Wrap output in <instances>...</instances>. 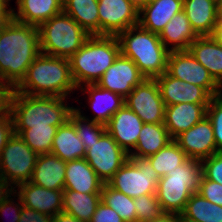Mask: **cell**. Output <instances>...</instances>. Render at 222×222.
Wrapping results in <instances>:
<instances>
[{"label": "cell", "instance_id": "1", "mask_svg": "<svg viewBox=\"0 0 222 222\" xmlns=\"http://www.w3.org/2000/svg\"><path fill=\"white\" fill-rule=\"evenodd\" d=\"M41 53L38 26L13 18L0 33V81L16 87Z\"/></svg>", "mask_w": 222, "mask_h": 222}, {"label": "cell", "instance_id": "2", "mask_svg": "<svg viewBox=\"0 0 222 222\" xmlns=\"http://www.w3.org/2000/svg\"><path fill=\"white\" fill-rule=\"evenodd\" d=\"M76 88L67 58L40 53L28 67L15 91L33 96L66 98Z\"/></svg>", "mask_w": 222, "mask_h": 222}, {"label": "cell", "instance_id": "3", "mask_svg": "<svg viewBox=\"0 0 222 222\" xmlns=\"http://www.w3.org/2000/svg\"><path fill=\"white\" fill-rule=\"evenodd\" d=\"M65 98L33 96L14 92L11 104L14 133L20 135L30 127L62 126L75 109L64 104Z\"/></svg>", "mask_w": 222, "mask_h": 222}, {"label": "cell", "instance_id": "4", "mask_svg": "<svg viewBox=\"0 0 222 222\" xmlns=\"http://www.w3.org/2000/svg\"><path fill=\"white\" fill-rule=\"evenodd\" d=\"M117 38L120 53L130 58L145 78L155 79L167 72L170 51L160 40L159 34L136 25L120 32Z\"/></svg>", "mask_w": 222, "mask_h": 222}, {"label": "cell", "instance_id": "5", "mask_svg": "<svg viewBox=\"0 0 222 222\" xmlns=\"http://www.w3.org/2000/svg\"><path fill=\"white\" fill-rule=\"evenodd\" d=\"M120 54L117 36L92 35L68 60L72 79L77 87L94 84Z\"/></svg>", "mask_w": 222, "mask_h": 222}, {"label": "cell", "instance_id": "6", "mask_svg": "<svg viewBox=\"0 0 222 222\" xmlns=\"http://www.w3.org/2000/svg\"><path fill=\"white\" fill-rule=\"evenodd\" d=\"M202 176L201 160L188 158L174 171L160 177L156 187V197L162 211L181 214L190 196L198 192Z\"/></svg>", "mask_w": 222, "mask_h": 222}, {"label": "cell", "instance_id": "7", "mask_svg": "<svg viewBox=\"0 0 222 222\" xmlns=\"http://www.w3.org/2000/svg\"><path fill=\"white\" fill-rule=\"evenodd\" d=\"M42 54L69 59L90 35L64 12L38 26Z\"/></svg>", "mask_w": 222, "mask_h": 222}, {"label": "cell", "instance_id": "8", "mask_svg": "<svg viewBox=\"0 0 222 222\" xmlns=\"http://www.w3.org/2000/svg\"><path fill=\"white\" fill-rule=\"evenodd\" d=\"M159 179L147 158H129L107 184L134 199L145 194H156Z\"/></svg>", "mask_w": 222, "mask_h": 222}, {"label": "cell", "instance_id": "9", "mask_svg": "<svg viewBox=\"0 0 222 222\" xmlns=\"http://www.w3.org/2000/svg\"><path fill=\"white\" fill-rule=\"evenodd\" d=\"M38 156L19 135L14 133L0 156V176L11 185L29 182Z\"/></svg>", "mask_w": 222, "mask_h": 222}, {"label": "cell", "instance_id": "10", "mask_svg": "<svg viewBox=\"0 0 222 222\" xmlns=\"http://www.w3.org/2000/svg\"><path fill=\"white\" fill-rule=\"evenodd\" d=\"M128 159L129 154L107 131L85 151V160L104 183H107Z\"/></svg>", "mask_w": 222, "mask_h": 222}, {"label": "cell", "instance_id": "11", "mask_svg": "<svg viewBox=\"0 0 222 222\" xmlns=\"http://www.w3.org/2000/svg\"><path fill=\"white\" fill-rule=\"evenodd\" d=\"M125 105L144 123L159 124L165 120V104L155 79H144L126 97Z\"/></svg>", "mask_w": 222, "mask_h": 222}, {"label": "cell", "instance_id": "12", "mask_svg": "<svg viewBox=\"0 0 222 222\" xmlns=\"http://www.w3.org/2000/svg\"><path fill=\"white\" fill-rule=\"evenodd\" d=\"M167 73L173 78L203 87L212 97L222 94V87L189 51L170 52Z\"/></svg>", "mask_w": 222, "mask_h": 222}, {"label": "cell", "instance_id": "13", "mask_svg": "<svg viewBox=\"0 0 222 222\" xmlns=\"http://www.w3.org/2000/svg\"><path fill=\"white\" fill-rule=\"evenodd\" d=\"M99 35L117 36L138 25L139 10L128 0H98Z\"/></svg>", "mask_w": 222, "mask_h": 222}, {"label": "cell", "instance_id": "14", "mask_svg": "<svg viewBox=\"0 0 222 222\" xmlns=\"http://www.w3.org/2000/svg\"><path fill=\"white\" fill-rule=\"evenodd\" d=\"M144 79L135 63L120 53L96 84L125 98Z\"/></svg>", "mask_w": 222, "mask_h": 222}, {"label": "cell", "instance_id": "15", "mask_svg": "<svg viewBox=\"0 0 222 222\" xmlns=\"http://www.w3.org/2000/svg\"><path fill=\"white\" fill-rule=\"evenodd\" d=\"M174 140L190 159L202 161L217 153L213 127L207 116Z\"/></svg>", "mask_w": 222, "mask_h": 222}, {"label": "cell", "instance_id": "16", "mask_svg": "<svg viewBox=\"0 0 222 222\" xmlns=\"http://www.w3.org/2000/svg\"><path fill=\"white\" fill-rule=\"evenodd\" d=\"M155 80L165 106L179 103L209 104L212 98L203 87L173 78L167 72Z\"/></svg>", "mask_w": 222, "mask_h": 222}, {"label": "cell", "instance_id": "17", "mask_svg": "<svg viewBox=\"0 0 222 222\" xmlns=\"http://www.w3.org/2000/svg\"><path fill=\"white\" fill-rule=\"evenodd\" d=\"M143 124L141 118L124 105L111 117L105 127L117 144L129 154V148L136 147Z\"/></svg>", "mask_w": 222, "mask_h": 222}, {"label": "cell", "instance_id": "18", "mask_svg": "<svg viewBox=\"0 0 222 222\" xmlns=\"http://www.w3.org/2000/svg\"><path fill=\"white\" fill-rule=\"evenodd\" d=\"M17 186V197L25 207L51 216L62 212L63 190L46 189L30 181Z\"/></svg>", "mask_w": 222, "mask_h": 222}, {"label": "cell", "instance_id": "19", "mask_svg": "<svg viewBox=\"0 0 222 222\" xmlns=\"http://www.w3.org/2000/svg\"><path fill=\"white\" fill-rule=\"evenodd\" d=\"M209 104L179 103L165 106L164 125L172 139L201 121Z\"/></svg>", "mask_w": 222, "mask_h": 222}, {"label": "cell", "instance_id": "20", "mask_svg": "<svg viewBox=\"0 0 222 222\" xmlns=\"http://www.w3.org/2000/svg\"><path fill=\"white\" fill-rule=\"evenodd\" d=\"M66 162L47 153L37 158L30 182L51 190H64Z\"/></svg>", "mask_w": 222, "mask_h": 222}, {"label": "cell", "instance_id": "21", "mask_svg": "<svg viewBox=\"0 0 222 222\" xmlns=\"http://www.w3.org/2000/svg\"><path fill=\"white\" fill-rule=\"evenodd\" d=\"M103 185L104 182L85 158L66 162L64 189L81 193H101Z\"/></svg>", "mask_w": 222, "mask_h": 222}, {"label": "cell", "instance_id": "22", "mask_svg": "<svg viewBox=\"0 0 222 222\" xmlns=\"http://www.w3.org/2000/svg\"><path fill=\"white\" fill-rule=\"evenodd\" d=\"M183 10V0H157L139 10L138 25L159 34L174 15ZM140 14L143 16L140 17Z\"/></svg>", "mask_w": 222, "mask_h": 222}, {"label": "cell", "instance_id": "23", "mask_svg": "<svg viewBox=\"0 0 222 222\" xmlns=\"http://www.w3.org/2000/svg\"><path fill=\"white\" fill-rule=\"evenodd\" d=\"M183 11L198 36H210L218 22L216 0H183Z\"/></svg>", "mask_w": 222, "mask_h": 222}, {"label": "cell", "instance_id": "24", "mask_svg": "<svg viewBox=\"0 0 222 222\" xmlns=\"http://www.w3.org/2000/svg\"><path fill=\"white\" fill-rule=\"evenodd\" d=\"M16 4L18 11L13 9V19L35 26L63 12V0H16Z\"/></svg>", "mask_w": 222, "mask_h": 222}, {"label": "cell", "instance_id": "25", "mask_svg": "<svg viewBox=\"0 0 222 222\" xmlns=\"http://www.w3.org/2000/svg\"><path fill=\"white\" fill-rule=\"evenodd\" d=\"M85 90L81 85V90L89 94V102L96 116L91 119L94 122L106 125L111 117L125 105V98L122 95L106 90L96 83L85 84Z\"/></svg>", "mask_w": 222, "mask_h": 222}, {"label": "cell", "instance_id": "26", "mask_svg": "<svg viewBox=\"0 0 222 222\" xmlns=\"http://www.w3.org/2000/svg\"><path fill=\"white\" fill-rule=\"evenodd\" d=\"M188 51L222 87V47L211 36H198Z\"/></svg>", "mask_w": 222, "mask_h": 222}, {"label": "cell", "instance_id": "27", "mask_svg": "<svg viewBox=\"0 0 222 222\" xmlns=\"http://www.w3.org/2000/svg\"><path fill=\"white\" fill-rule=\"evenodd\" d=\"M160 40L170 51H188L190 44L198 37L192 29L189 19L182 10L173 16L159 33ZM167 44H173L170 49Z\"/></svg>", "mask_w": 222, "mask_h": 222}, {"label": "cell", "instance_id": "28", "mask_svg": "<svg viewBox=\"0 0 222 222\" xmlns=\"http://www.w3.org/2000/svg\"><path fill=\"white\" fill-rule=\"evenodd\" d=\"M172 140L164 123H144L134 149L135 152L130 149L129 158H146L157 153Z\"/></svg>", "mask_w": 222, "mask_h": 222}, {"label": "cell", "instance_id": "29", "mask_svg": "<svg viewBox=\"0 0 222 222\" xmlns=\"http://www.w3.org/2000/svg\"><path fill=\"white\" fill-rule=\"evenodd\" d=\"M85 151V146L79 139L76 128L70 120L58 127L52 143V154L68 162L85 158Z\"/></svg>", "mask_w": 222, "mask_h": 222}, {"label": "cell", "instance_id": "30", "mask_svg": "<svg viewBox=\"0 0 222 222\" xmlns=\"http://www.w3.org/2000/svg\"><path fill=\"white\" fill-rule=\"evenodd\" d=\"M101 201V193H81L63 190L62 212L75 216L80 221L90 222Z\"/></svg>", "mask_w": 222, "mask_h": 222}, {"label": "cell", "instance_id": "31", "mask_svg": "<svg viewBox=\"0 0 222 222\" xmlns=\"http://www.w3.org/2000/svg\"><path fill=\"white\" fill-rule=\"evenodd\" d=\"M63 12L90 36L99 35L98 0H63Z\"/></svg>", "mask_w": 222, "mask_h": 222}, {"label": "cell", "instance_id": "32", "mask_svg": "<svg viewBox=\"0 0 222 222\" xmlns=\"http://www.w3.org/2000/svg\"><path fill=\"white\" fill-rule=\"evenodd\" d=\"M181 214L197 222H222V206L213 204L199 193L190 196Z\"/></svg>", "mask_w": 222, "mask_h": 222}, {"label": "cell", "instance_id": "33", "mask_svg": "<svg viewBox=\"0 0 222 222\" xmlns=\"http://www.w3.org/2000/svg\"><path fill=\"white\" fill-rule=\"evenodd\" d=\"M159 177L166 176L168 172L174 171L176 167L183 164L187 159L186 153L173 139L157 153L146 157Z\"/></svg>", "mask_w": 222, "mask_h": 222}, {"label": "cell", "instance_id": "34", "mask_svg": "<svg viewBox=\"0 0 222 222\" xmlns=\"http://www.w3.org/2000/svg\"><path fill=\"white\" fill-rule=\"evenodd\" d=\"M101 201L116 211L124 222H137L134 199L113 189L107 183L102 186Z\"/></svg>", "mask_w": 222, "mask_h": 222}, {"label": "cell", "instance_id": "35", "mask_svg": "<svg viewBox=\"0 0 222 222\" xmlns=\"http://www.w3.org/2000/svg\"><path fill=\"white\" fill-rule=\"evenodd\" d=\"M58 127H30L25 129L19 136L38 155L51 153L53 139Z\"/></svg>", "mask_w": 222, "mask_h": 222}, {"label": "cell", "instance_id": "36", "mask_svg": "<svg viewBox=\"0 0 222 222\" xmlns=\"http://www.w3.org/2000/svg\"><path fill=\"white\" fill-rule=\"evenodd\" d=\"M69 120L74 124L77 135L84 144L85 149H89V145L95 140H99L101 135L106 131L104 124L89 120L81 115L80 109L77 108L72 111Z\"/></svg>", "mask_w": 222, "mask_h": 222}, {"label": "cell", "instance_id": "37", "mask_svg": "<svg viewBox=\"0 0 222 222\" xmlns=\"http://www.w3.org/2000/svg\"><path fill=\"white\" fill-rule=\"evenodd\" d=\"M134 204L137 222L150 221L164 213L156 194H145L134 198Z\"/></svg>", "mask_w": 222, "mask_h": 222}, {"label": "cell", "instance_id": "38", "mask_svg": "<svg viewBox=\"0 0 222 222\" xmlns=\"http://www.w3.org/2000/svg\"><path fill=\"white\" fill-rule=\"evenodd\" d=\"M206 116L213 127L217 152H222V94L211 98Z\"/></svg>", "mask_w": 222, "mask_h": 222}, {"label": "cell", "instance_id": "39", "mask_svg": "<svg viewBox=\"0 0 222 222\" xmlns=\"http://www.w3.org/2000/svg\"><path fill=\"white\" fill-rule=\"evenodd\" d=\"M203 175L213 182L222 184V152H217L201 161Z\"/></svg>", "mask_w": 222, "mask_h": 222}, {"label": "cell", "instance_id": "40", "mask_svg": "<svg viewBox=\"0 0 222 222\" xmlns=\"http://www.w3.org/2000/svg\"><path fill=\"white\" fill-rule=\"evenodd\" d=\"M197 193L213 204L222 206V184L208 180L203 175Z\"/></svg>", "mask_w": 222, "mask_h": 222}, {"label": "cell", "instance_id": "41", "mask_svg": "<svg viewBox=\"0 0 222 222\" xmlns=\"http://www.w3.org/2000/svg\"><path fill=\"white\" fill-rule=\"evenodd\" d=\"M15 87L0 81V117L11 115V104Z\"/></svg>", "mask_w": 222, "mask_h": 222}, {"label": "cell", "instance_id": "42", "mask_svg": "<svg viewBox=\"0 0 222 222\" xmlns=\"http://www.w3.org/2000/svg\"><path fill=\"white\" fill-rule=\"evenodd\" d=\"M90 222H124V220L116 211L100 201Z\"/></svg>", "mask_w": 222, "mask_h": 222}, {"label": "cell", "instance_id": "43", "mask_svg": "<svg viewBox=\"0 0 222 222\" xmlns=\"http://www.w3.org/2000/svg\"><path fill=\"white\" fill-rule=\"evenodd\" d=\"M14 134L11 115L0 117V156L9 138Z\"/></svg>", "mask_w": 222, "mask_h": 222}, {"label": "cell", "instance_id": "44", "mask_svg": "<svg viewBox=\"0 0 222 222\" xmlns=\"http://www.w3.org/2000/svg\"><path fill=\"white\" fill-rule=\"evenodd\" d=\"M52 216L22 205L18 222H51Z\"/></svg>", "mask_w": 222, "mask_h": 222}, {"label": "cell", "instance_id": "45", "mask_svg": "<svg viewBox=\"0 0 222 222\" xmlns=\"http://www.w3.org/2000/svg\"><path fill=\"white\" fill-rule=\"evenodd\" d=\"M11 196H9L4 202H3V204L0 206V214L1 215H3L4 214V212L6 213L7 211H8V213L9 212H13V210H14V212H13V219H12V221H10V222H18L19 221V219H20V211H21V208H22V201H21V199H20V197H18V200H19V202H18V204L17 203H13V200H12V198H10ZM15 205V206H14ZM12 206H14V207H12ZM14 208V209H13ZM11 212V213H12Z\"/></svg>", "mask_w": 222, "mask_h": 222}, {"label": "cell", "instance_id": "46", "mask_svg": "<svg viewBox=\"0 0 222 222\" xmlns=\"http://www.w3.org/2000/svg\"><path fill=\"white\" fill-rule=\"evenodd\" d=\"M9 186L11 187L10 189ZM14 188L15 187H12L10 183L0 176V206L11 194H16L17 190H13Z\"/></svg>", "mask_w": 222, "mask_h": 222}, {"label": "cell", "instance_id": "47", "mask_svg": "<svg viewBox=\"0 0 222 222\" xmlns=\"http://www.w3.org/2000/svg\"><path fill=\"white\" fill-rule=\"evenodd\" d=\"M10 0H0V24H5L13 18V9H8Z\"/></svg>", "mask_w": 222, "mask_h": 222}, {"label": "cell", "instance_id": "48", "mask_svg": "<svg viewBox=\"0 0 222 222\" xmlns=\"http://www.w3.org/2000/svg\"><path fill=\"white\" fill-rule=\"evenodd\" d=\"M51 222H83L80 221L75 216L69 215L64 212L57 213L55 216H52Z\"/></svg>", "mask_w": 222, "mask_h": 222}, {"label": "cell", "instance_id": "49", "mask_svg": "<svg viewBox=\"0 0 222 222\" xmlns=\"http://www.w3.org/2000/svg\"><path fill=\"white\" fill-rule=\"evenodd\" d=\"M146 222H178V214L164 212L160 216Z\"/></svg>", "mask_w": 222, "mask_h": 222}, {"label": "cell", "instance_id": "50", "mask_svg": "<svg viewBox=\"0 0 222 222\" xmlns=\"http://www.w3.org/2000/svg\"><path fill=\"white\" fill-rule=\"evenodd\" d=\"M213 40L222 47V20H218L212 34Z\"/></svg>", "mask_w": 222, "mask_h": 222}, {"label": "cell", "instance_id": "51", "mask_svg": "<svg viewBox=\"0 0 222 222\" xmlns=\"http://www.w3.org/2000/svg\"><path fill=\"white\" fill-rule=\"evenodd\" d=\"M128 1L138 10H140L146 5V0H128Z\"/></svg>", "mask_w": 222, "mask_h": 222}, {"label": "cell", "instance_id": "52", "mask_svg": "<svg viewBox=\"0 0 222 222\" xmlns=\"http://www.w3.org/2000/svg\"><path fill=\"white\" fill-rule=\"evenodd\" d=\"M218 20H222V0L217 1Z\"/></svg>", "mask_w": 222, "mask_h": 222}, {"label": "cell", "instance_id": "53", "mask_svg": "<svg viewBox=\"0 0 222 222\" xmlns=\"http://www.w3.org/2000/svg\"><path fill=\"white\" fill-rule=\"evenodd\" d=\"M178 222H197L184 217L182 214H178Z\"/></svg>", "mask_w": 222, "mask_h": 222}, {"label": "cell", "instance_id": "54", "mask_svg": "<svg viewBox=\"0 0 222 222\" xmlns=\"http://www.w3.org/2000/svg\"><path fill=\"white\" fill-rule=\"evenodd\" d=\"M154 1H157V0H146V4H149V3L154 2Z\"/></svg>", "mask_w": 222, "mask_h": 222}, {"label": "cell", "instance_id": "55", "mask_svg": "<svg viewBox=\"0 0 222 222\" xmlns=\"http://www.w3.org/2000/svg\"><path fill=\"white\" fill-rule=\"evenodd\" d=\"M3 27H4V24H0V33H1L2 29H3Z\"/></svg>", "mask_w": 222, "mask_h": 222}]
</instances>
